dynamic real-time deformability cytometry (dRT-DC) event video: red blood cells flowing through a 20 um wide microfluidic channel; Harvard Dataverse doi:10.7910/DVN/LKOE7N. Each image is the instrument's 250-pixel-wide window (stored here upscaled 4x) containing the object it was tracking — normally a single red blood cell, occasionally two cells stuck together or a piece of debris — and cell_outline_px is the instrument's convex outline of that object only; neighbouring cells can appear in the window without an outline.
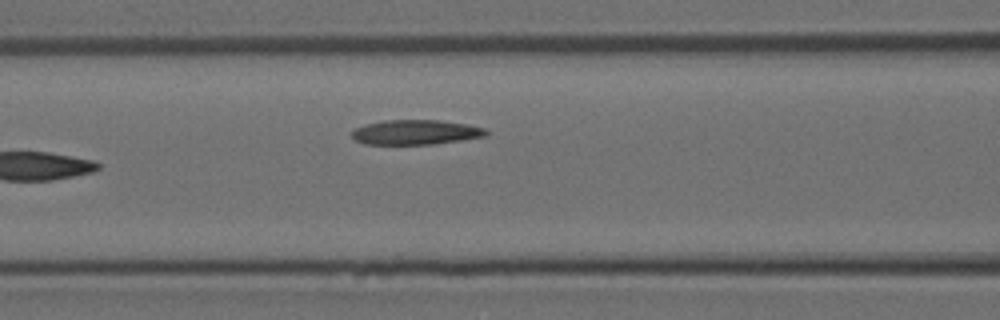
{"species": "Egyptian fruit bat (a non-hibernating species)", "species_latin": "Rousettus aegyptiacus", "temperature_condition": "room temperature", "stored_images_in_passage": 6, "camera_frame_rate_fps": 3000, "um_per_image_px": 0.085, "animal": {"sex": "female"}, "frame": {"image": 1, "passage_image": 5, "time_ms": 1.333, "image_size_px": [1000, 320], "cell_outline_px": [[488, 136], [432, 144], [364, 144], [356, 140], [352, 136], [352, 132], [356, 128], [364, 124], [384, 120], [440, 120], [468, 124], [484, 128], [488, 132]], "centroid_in_image_um": [35.34, 11.23], "position_along_channel_um": 131.3, "area_um2": 19.36}}